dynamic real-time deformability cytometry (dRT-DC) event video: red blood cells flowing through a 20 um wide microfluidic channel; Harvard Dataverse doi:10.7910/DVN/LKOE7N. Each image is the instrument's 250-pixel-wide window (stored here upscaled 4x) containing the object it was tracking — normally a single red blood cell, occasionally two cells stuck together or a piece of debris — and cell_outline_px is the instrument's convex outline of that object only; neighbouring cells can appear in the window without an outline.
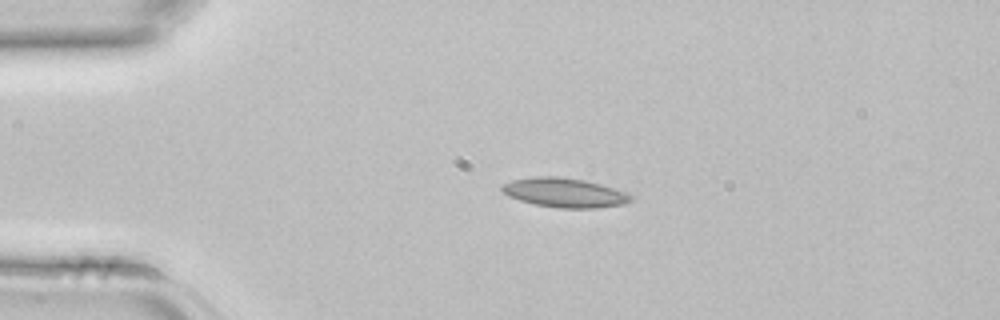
{"species": "common noctule bat (a hibernating species)", "species_latin": "Nyctalus noctula", "temperature_condition": "room temperature", "stored_images_in_passage": 1, "camera_frame_rate_fps": 3000, "um_per_image_px": 0.085, "animal": {"sex": "female", "body_mass_g": 22.7, "forearm_length_mm": 54.2}, "frame": {"image": 1, "passage_image": 1, "time_ms": 0.0, "image_size_px": [1000, 320], "cell_outline_px": [[636, 196], [632, 200], [624, 204], [596, 208], [556, 208], [536, 204], [520, 200], [508, 196], [500, 192], [500, 184], [512, 180], [532, 176], [556, 176], [584, 180], [600, 184]], "centroid_in_image_um": [47.94, 16.37], "position_along_channel_um": 37.1, "area_um2": 22.2}}